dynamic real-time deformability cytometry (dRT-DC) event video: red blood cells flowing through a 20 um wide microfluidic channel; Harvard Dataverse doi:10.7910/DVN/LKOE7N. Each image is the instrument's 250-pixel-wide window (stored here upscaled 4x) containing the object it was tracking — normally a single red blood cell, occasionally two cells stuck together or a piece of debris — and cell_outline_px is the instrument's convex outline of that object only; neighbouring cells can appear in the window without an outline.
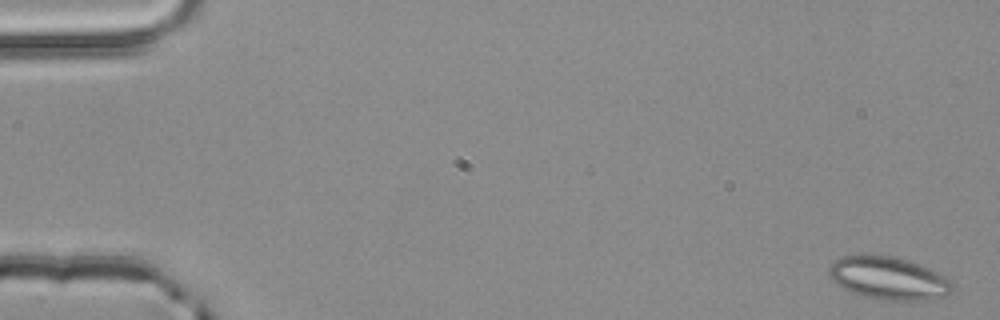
{"species": "common noctule bat (a hibernating species)", "species_latin": "Nyctalus noctula", "temperature_condition": "room temperature", "stored_images_in_passage": 4, "camera_frame_rate_fps": 3000, "um_per_image_px": 0.085, "animal": {"sex": "male", "body_mass_g": 20.4}, "frame": {"image": 1, "passage_image": 1, "time_ms": 0.0, "image_size_px": [1000, 320], "cell_outline_px": [[956, 288], [944, 296], [928, 300], [880, 300], [860, 296], [844, 288], [832, 280], [828, 276], [828, 268], [840, 256], [860, 252], [864, 252], [892, 256], [908, 260], [932, 268], [940, 272], [952, 280], [956, 284]], "centroid_in_image_um": [75.55, 23.61], "position_along_channel_um": 9.5, "area_um2": 31.91}}